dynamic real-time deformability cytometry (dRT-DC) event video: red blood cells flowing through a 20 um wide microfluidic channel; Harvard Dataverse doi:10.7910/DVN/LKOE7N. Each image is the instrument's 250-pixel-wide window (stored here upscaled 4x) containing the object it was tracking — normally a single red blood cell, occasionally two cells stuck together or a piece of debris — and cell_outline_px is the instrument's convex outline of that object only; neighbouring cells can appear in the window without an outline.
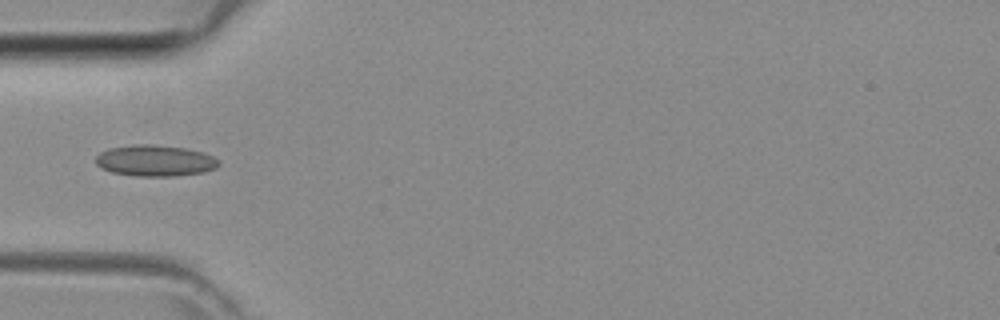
{"species": "common noctule bat (a hibernating species)", "species_latin": "Nyctalus noctula", "temperature_condition": "room temperature", "stored_images_in_passage": 22, "camera_frame_rate_fps": 3000, "um_per_image_px": 0.085, "animal": {"sex": "female", "body_mass_g": 29.2, "forearm_length_mm": 56.3}, "frame": {"image": 1, "passage_image": 1, "time_ms": 0.0, "image_size_px": [1000, 320], "cell_outline_px": [[220, 164], [216, 168], [204, 172], [176, 176], [136, 176], [112, 172], [100, 168], [96, 164], [96, 156], [100, 152], [108, 148], [140, 144], [148, 144], [184, 148], [204, 152], [220, 160]], "centroid_in_image_um": [13.19, 13.66], "position_along_channel_um": 71.8, "area_um2": 22.43}}
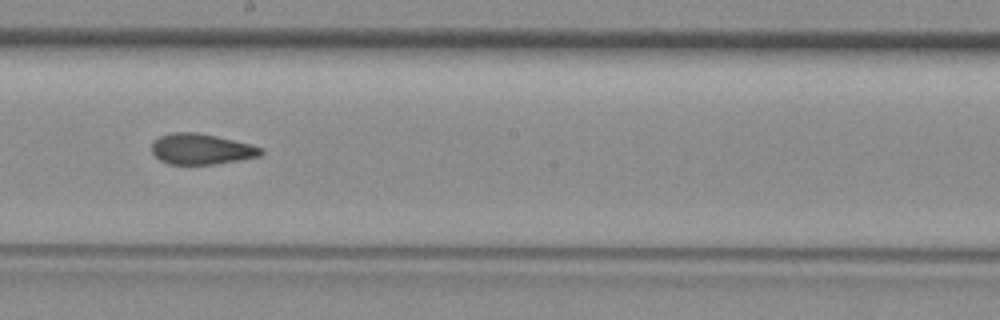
{"frame": {"image": 2, "passage_image": 11, "time_ms": 3.333, "image_size_px": [1000, 320], "cell_outline_px": [[264, 152], [260, 156], [216, 164], [168, 164], [160, 160], [152, 152], [152, 140], [160, 136], [172, 132], [196, 132], [216, 136], [264, 148]], "centroid_in_image_um": [17.09, 12.67], "position_along_channel_um": 231.1, "area_um2": 19.48}}
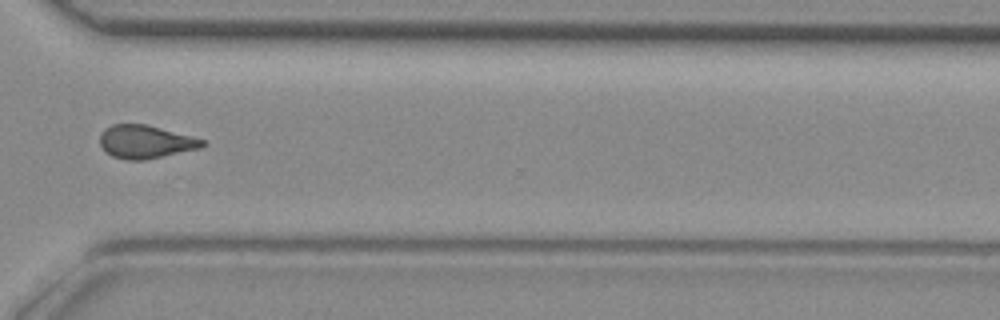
{"frame": {"image": 3, "passage_image": 19, "time_ms": 6.0, "image_size_px": [1000, 320], "cell_outline_px": [[208, 144], [200, 148], [144, 160], [128, 160], [112, 156], [100, 144], [100, 136], [104, 128], [112, 124], [144, 124], [192, 136], [204, 140]], "centroid_in_image_um": [12.37, 12.05], "position_along_channel_um": 358.2, "area_um2": 19.59}}